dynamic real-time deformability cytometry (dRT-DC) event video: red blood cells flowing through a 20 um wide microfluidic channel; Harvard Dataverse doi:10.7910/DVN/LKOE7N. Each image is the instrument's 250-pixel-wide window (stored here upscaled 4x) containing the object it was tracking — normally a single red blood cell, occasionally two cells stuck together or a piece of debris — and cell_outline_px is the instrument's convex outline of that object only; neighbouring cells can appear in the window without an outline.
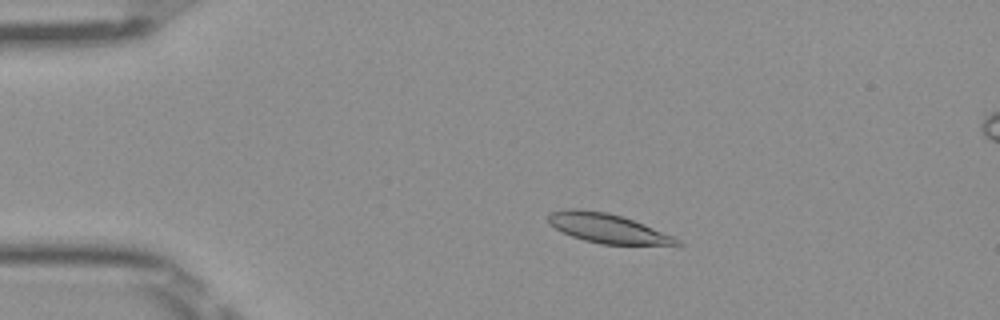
{"species": "Egyptian fruit bat (a non-hibernating species)", "species_latin": "Rousettus aegyptiacus", "temperature_condition": "room temperature", "stored_images_in_passage": 52, "segment_of_instrument_passage": [1, 2], "camera_frame_rate_fps": 3000, "um_per_image_px": 0.085, "frame": {"image": 1, "passage_image": 10, "time_ms": 3.0, "image_size_px": [1000, 320], "cell_outline_px": [[684, 244], [600, 244], [584, 240], [572, 236], [548, 224], [548, 216], [552, 212], [568, 208], [580, 208], [608, 212], [644, 224], [672, 236], [680, 240]], "centroid_in_image_um": [51.58, 19.38], "position_along_channel_um": 33.4, "area_um2": 21.62}}
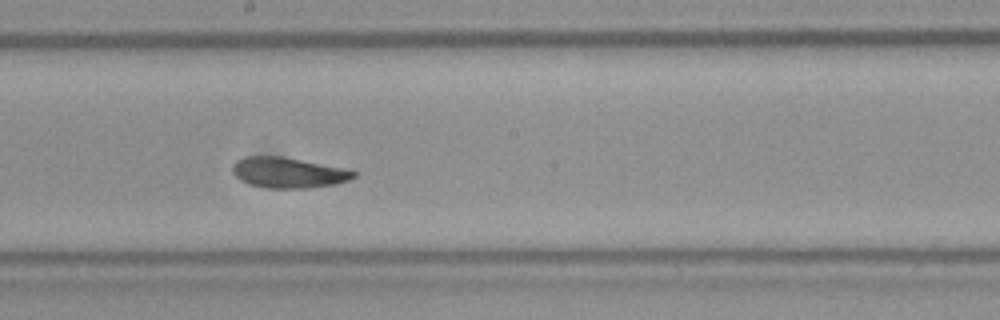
{"frame": {"image": 2, "passage_image": 28, "time_ms": 9.0, "image_size_px": [1000, 320], "cell_outline_px": [[356, 176], [348, 180], [336, 184], [308, 188], [268, 188], [252, 184], [240, 180], [232, 172], [232, 164], [236, 160], [244, 156], [280, 156], [340, 168], [356, 172]], "centroid_in_image_um": [24.44, 14.68], "position_along_channel_um": 223.8, "area_um2": 21.21}}
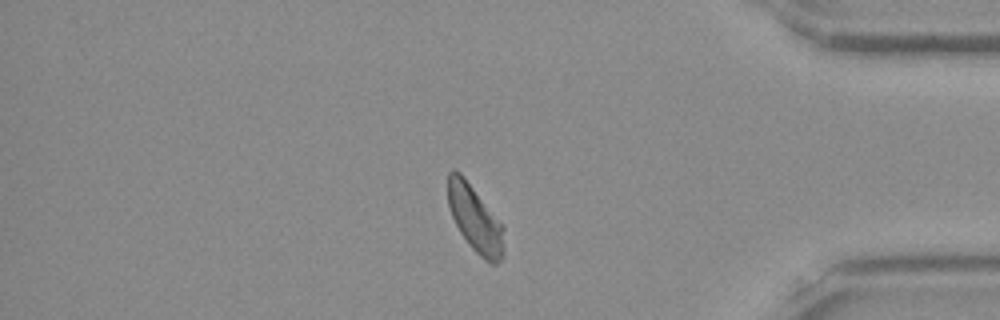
{"frame": {"image": 3, "passage_image": 43, "time_ms": 14.0, "image_size_px": [1000, 320], "cell_outline_px": [[504, 256], [496, 264], [492, 264], [484, 260], [472, 248], [460, 232], [452, 216], [448, 204], [448, 172], [452, 168], [460, 172], [464, 176], [504, 228]], "centroid_in_image_um": [40.38, 18.62], "position_along_channel_um": 394.8, "area_um2": 21.5}}